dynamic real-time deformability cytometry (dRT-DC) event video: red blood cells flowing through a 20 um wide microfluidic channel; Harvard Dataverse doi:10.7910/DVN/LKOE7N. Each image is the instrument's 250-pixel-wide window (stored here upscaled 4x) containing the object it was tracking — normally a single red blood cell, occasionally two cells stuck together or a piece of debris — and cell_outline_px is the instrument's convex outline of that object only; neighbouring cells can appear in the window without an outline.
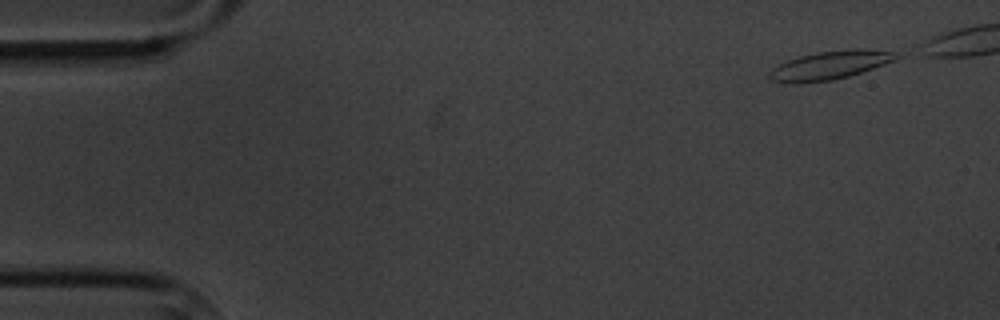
{"species": "common noctule bat (a hibernating species)", "species_latin": "Nyctalus noctula", "temperature_condition": "cold", "stored_images_in_passage": 5, "camera_frame_rate_fps": 3000, "um_per_image_px": 0.085, "animal": {"sex": "male", "body_mass_g": 20.1, "forearm_length_mm": 53.5}, "frame": {"image": 1, "passage_image": 1, "time_ms": 0.0, "image_size_px": [1000, 320], "cell_outline_px": [[900, 56], [896, 60], [848, 76], [832, 80], [792, 84], [772, 80], [768, 76], [772, 68], [788, 60], [800, 56], [816, 52], [856, 48], [896, 52]], "centroid_in_image_um": [70.53, 5.54], "position_along_channel_um": 14.5, "area_um2": 20.87}}